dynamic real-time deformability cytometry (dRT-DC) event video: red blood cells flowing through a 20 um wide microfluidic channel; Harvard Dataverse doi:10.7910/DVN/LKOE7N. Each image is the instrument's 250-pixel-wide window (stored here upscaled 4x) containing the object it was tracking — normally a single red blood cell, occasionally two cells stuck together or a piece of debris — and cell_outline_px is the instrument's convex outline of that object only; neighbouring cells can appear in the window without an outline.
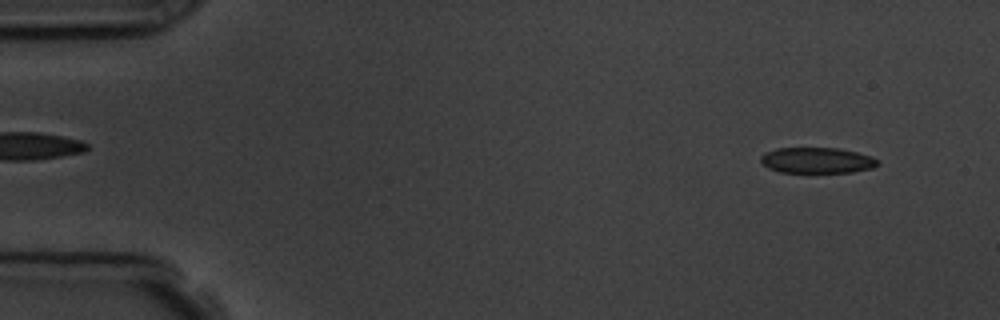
{"species": "common noctule bat (a hibernating species)", "species_latin": "Nyctalus noctula", "temperature_condition": "room temperature", "stored_images_in_passage": 4, "camera_frame_rate_fps": 3000, "um_per_image_px": 0.085, "animal": {"sex": "male", "body_mass_g": 19.5, "forearm_length_mm": 54.6}, "frame": {"image": 1, "passage_image": 1, "time_ms": 0.0, "image_size_px": [1000, 320], "cell_outline_px": [[876, 164], [872, 168], [852, 172], [780, 172], [768, 168], [760, 160], [760, 156], [764, 152], [776, 148], [840, 148], [872, 156], [876, 160]], "centroid_in_image_um": [69.39, 13.62], "position_along_channel_um": 15.6, "area_um2": 17.46}}
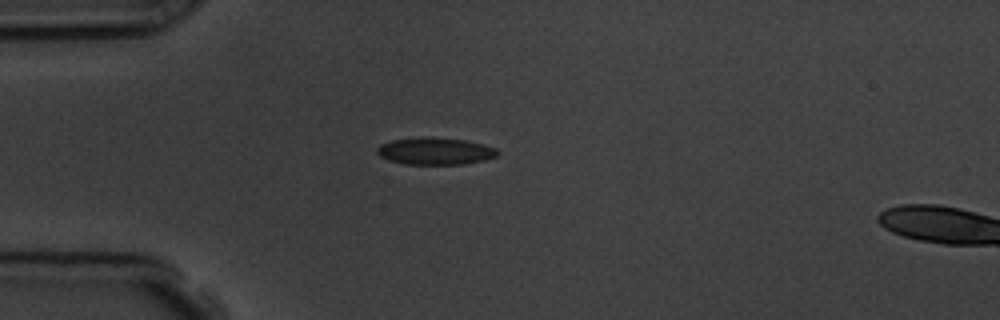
{"frame": {"image": 2, "passage_image": 3, "time_ms": 3.333, "image_size_px": [1000, 320], "cell_outline_px": [[500, 152], [496, 156], [484, 160], [464, 164], [404, 164], [388, 160], [380, 156], [376, 152], [376, 148], [380, 144], [392, 140], [420, 136], [432, 136], [464, 140], [484, 144], [496, 148]], "centroid_in_image_um": [36.97, 12.83], "position_along_channel_um": 48.0, "area_um2": 19.31}}